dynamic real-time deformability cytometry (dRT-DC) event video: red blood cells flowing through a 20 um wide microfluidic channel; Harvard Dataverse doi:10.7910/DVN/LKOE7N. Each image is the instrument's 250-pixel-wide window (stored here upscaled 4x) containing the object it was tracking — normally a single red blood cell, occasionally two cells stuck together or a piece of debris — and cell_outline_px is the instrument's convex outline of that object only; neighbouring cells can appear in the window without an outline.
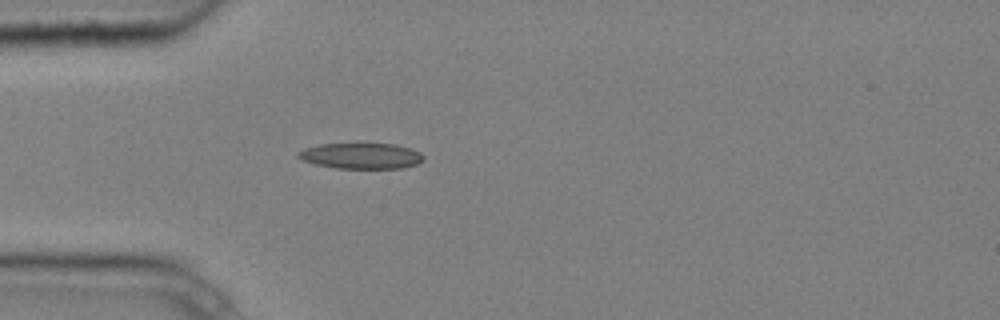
{"species": "common noctule bat (a hibernating species)", "species_latin": "Nyctalus noctula", "temperature_condition": "cold", "stored_images_in_passage": 5, "camera_frame_rate_fps": 3000, "um_per_image_px": 0.085, "animal": {"sex": "male", "body_mass_g": 20.4}, "frame": {"image": 1, "passage_image": 5, "time_ms": 1.333, "image_size_px": [1000, 320], "cell_outline_px": [[424, 160], [416, 164], [400, 168], [336, 168], [316, 164], [304, 160], [296, 156], [296, 152], [304, 148], [320, 144], [396, 144], [412, 148], [420, 152], [424, 156]], "centroid_in_image_um": [30.71, 13.24], "position_along_channel_um": 54.3, "area_um2": 18.79}}